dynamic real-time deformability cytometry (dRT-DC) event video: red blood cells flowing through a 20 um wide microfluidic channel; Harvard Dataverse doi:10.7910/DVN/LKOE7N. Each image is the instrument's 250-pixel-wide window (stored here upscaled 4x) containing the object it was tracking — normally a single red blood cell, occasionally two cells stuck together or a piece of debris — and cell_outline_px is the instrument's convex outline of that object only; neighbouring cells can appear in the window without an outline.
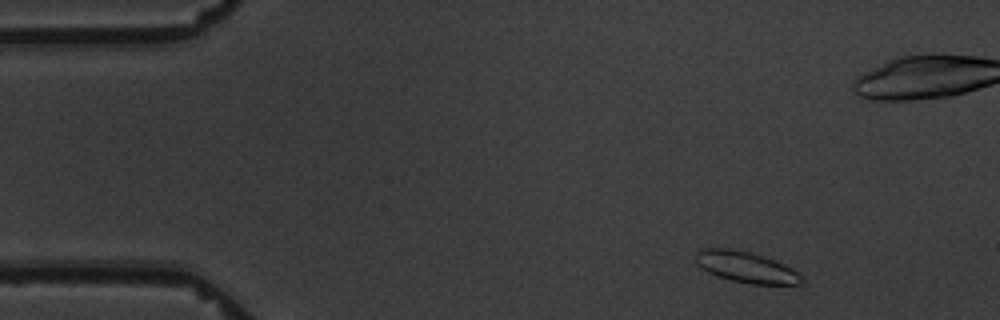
{"species": "common noctule bat (a hibernating species)", "species_latin": "Nyctalus noctula", "temperature_condition": "warm", "stored_images_in_passage": 5, "camera_frame_rate_fps": 3000, "um_per_image_px": 0.085, "animal": {"sex": "male", "body_mass_g": 19.5, "forearm_length_mm": 54.6}, "frame": {"image": 1, "passage_image": 2, "time_ms": 1.333, "image_size_px": [1000, 320], "cell_outline_px": [[804, 284], [752, 284], [732, 280], [716, 276], [708, 272], [696, 264], [696, 252], [704, 248], [728, 248], [748, 252], [764, 256], [784, 264], [792, 268], [804, 276]], "centroid_in_image_um": [63.45, 22.71], "position_along_channel_um": 21.6, "area_um2": 19.19}}